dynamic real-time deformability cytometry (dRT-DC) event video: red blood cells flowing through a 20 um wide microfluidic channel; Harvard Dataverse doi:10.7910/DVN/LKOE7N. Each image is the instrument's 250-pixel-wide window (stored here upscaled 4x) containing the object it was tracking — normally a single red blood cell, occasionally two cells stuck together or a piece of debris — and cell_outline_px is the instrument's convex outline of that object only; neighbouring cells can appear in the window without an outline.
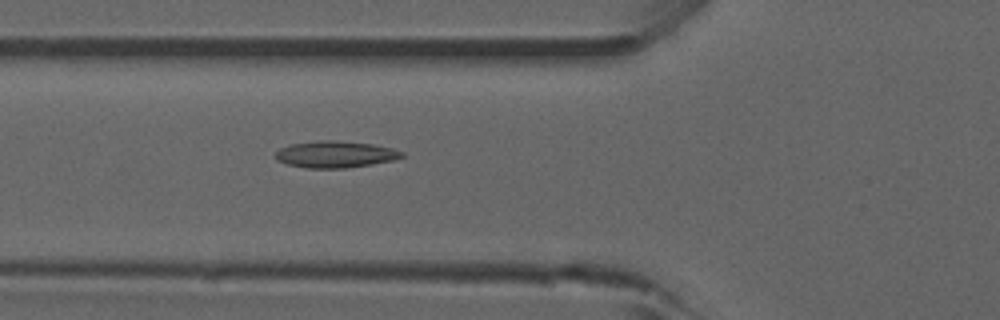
{"species": "common noctule bat (a hibernating species)", "species_latin": "Nyctalus noctula", "temperature_condition": "room temperature", "stored_images_in_passage": 47, "camera_frame_rate_fps": 3000, "um_per_image_px": 0.085, "animal": {"sex": "male", "forearm_length_mm": 52.5}, "frame": {"image": 1, "passage_image": 14, "time_ms": 4.333, "image_size_px": [1000, 320], "cell_outline_px": [[404, 156], [392, 160], [344, 168], [308, 168], [288, 164], [276, 160], [276, 152], [280, 148], [292, 144], [320, 140], [332, 140], [372, 144], [392, 148], [404, 152]], "centroid_in_image_um": [28.49, 13.11], "position_along_channel_um": 97.3, "area_um2": 19.31}, "authors_computed_cell_mechanics": {"area_um2": 18.2648, "velocity_mm_per_s": 3.9246, "shape_relaxation_time_tau1_ms": null, "shape_relaxation_time_tau2_ms": 2.7437, "deformation_change_tau1": null, "deformation_change_tau2": 0.1022}}